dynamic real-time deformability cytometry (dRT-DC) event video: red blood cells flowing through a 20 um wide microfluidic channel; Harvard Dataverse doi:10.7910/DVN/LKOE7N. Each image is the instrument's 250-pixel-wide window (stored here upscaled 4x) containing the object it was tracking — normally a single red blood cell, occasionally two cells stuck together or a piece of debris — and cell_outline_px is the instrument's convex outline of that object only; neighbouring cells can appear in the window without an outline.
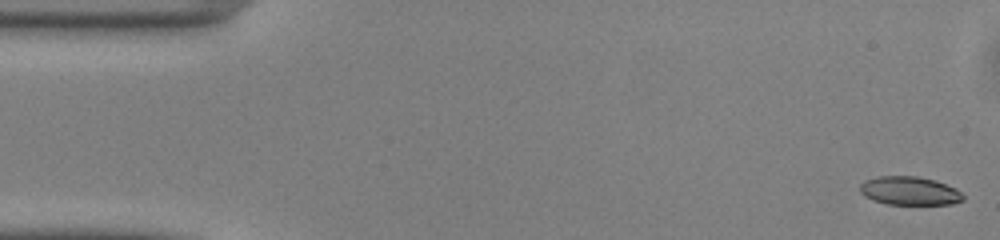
{"species": "common noctule bat (a hibernating species)", "species_latin": "Nyctalus noctula", "temperature_condition": "warm", "stored_images_in_passage": 49, "camera_frame_rate_fps": 3000, "um_per_image_px": 0.085, "animal": {"sex": "male", "body_mass_g": 13.0, "forearm_length_mm": 53.1}, "frame": {"image": 1, "passage_image": 1, "time_ms": 0.0, "image_size_px": [1000, 240], "cell_outline_px": [[964, 200], [952, 204], [888, 204], [872, 200], [864, 196], [860, 192], [860, 184], [864, 180], [876, 176], [916, 176], [936, 180], [956, 188], [964, 196]], "centroid_in_image_um": [77.3, 16.21], "position_along_channel_um": 7.7, "area_um2": 17.28}}
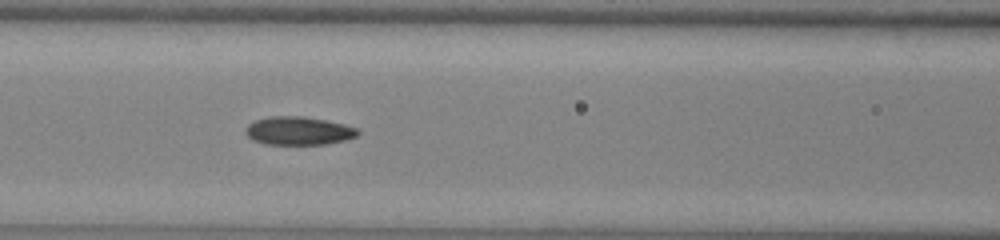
{"frame": {"image": 2, "passage_image": 20, "time_ms": 6.333, "image_size_px": [1000, 240], "cell_outline_px": [[360, 132], [356, 136], [344, 140], [324, 144], [264, 144], [252, 140], [244, 132], [244, 128], [248, 124], [256, 120], [268, 116], [304, 116], [344, 124], [356, 128]], "centroid_in_image_um": [25.32, 11.11], "position_along_channel_um": 141.3, "area_um2": 18.5}}
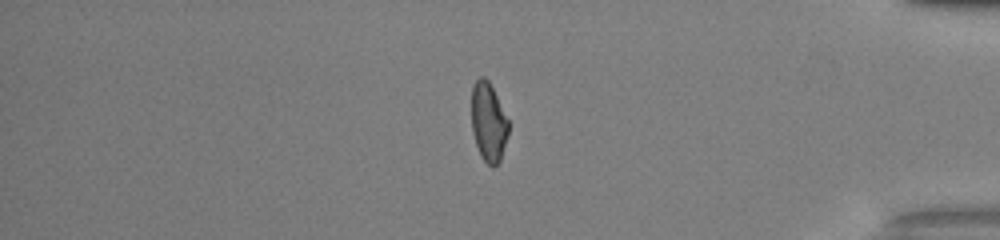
{"frame": {"image": 3, "passage_image": 41, "time_ms": 13.333, "image_size_px": [1000, 240], "cell_outline_px": [[508, 136], [500, 160], [492, 168], [480, 156], [472, 132], [472, 84], [480, 76], [484, 76], [488, 80], [508, 120]], "centroid_in_image_um": [41.5, 10.39], "position_along_channel_um": 393.7, "area_um2": 16.88}, "authors_computed_cell_mechanics": {"area_um2": 18.1492, "velocity_mm_per_s": 4.1268, "shape_relaxation_time_tau1_ms": null, "shape_relaxation_time_tau2_ms": 2.9524, "deformation_change_tau1": null, "deformation_change_tau2": 0.0862}}